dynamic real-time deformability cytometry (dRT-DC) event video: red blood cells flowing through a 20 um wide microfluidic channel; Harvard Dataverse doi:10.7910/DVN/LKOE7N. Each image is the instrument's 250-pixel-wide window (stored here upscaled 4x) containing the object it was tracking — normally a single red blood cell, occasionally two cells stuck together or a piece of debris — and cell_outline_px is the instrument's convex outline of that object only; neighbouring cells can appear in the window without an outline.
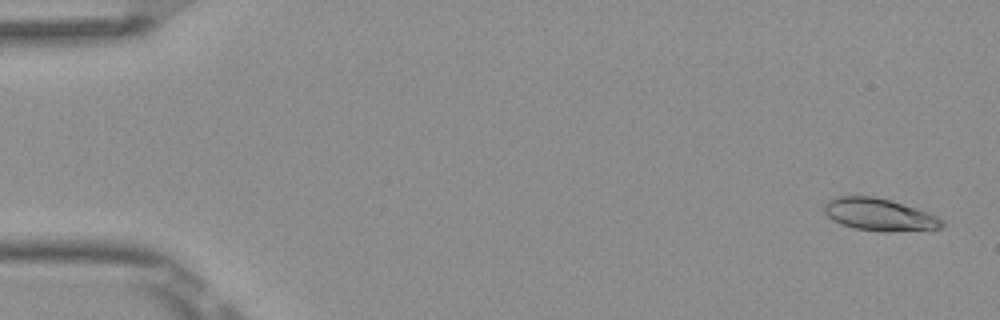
{"species": "Egyptian fruit bat (a non-hibernating species)", "species_latin": "Rousettus aegyptiacus", "temperature_condition": "room temperature", "stored_images_in_passage": 5, "camera_frame_rate_fps": 3000, "um_per_image_px": 0.085, "frame": {"image": 1, "passage_image": 1, "time_ms": 0.0, "image_size_px": [1000, 320], "cell_outline_px": [[944, 228], [932, 232], [884, 232], [856, 228], [840, 224], [832, 220], [824, 212], [824, 204], [828, 200], [836, 196], [872, 196], [888, 200], [916, 208], [936, 216], [944, 220]], "centroid_in_image_um": [74.83, 18.29], "position_along_channel_um": 10.2, "area_um2": 22.72}}
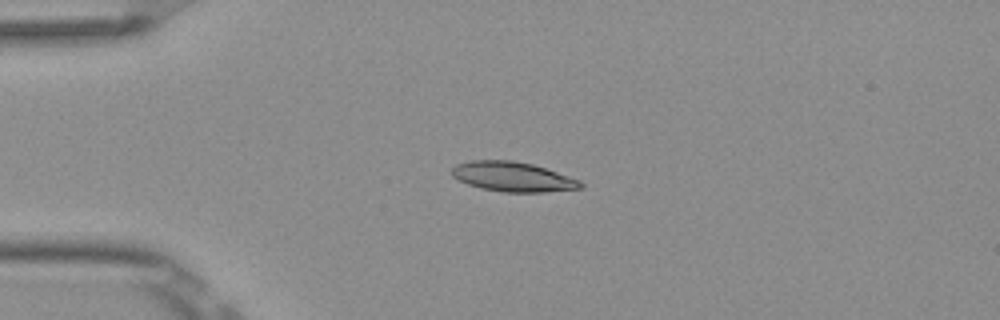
{"frame": {"image": 2, "passage_image": 4, "time_ms": 1.0, "image_size_px": [1000, 320], "cell_outline_px": [[584, 188], [544, 192], [504, 192], [480, 188], [468, 184], [452, 176], [452, 168], [456, 164], [472, 160], [512, 160], [532, 164], [580, 180], [584, 184]], "centroid_in_image_um": [43.59, 15.03], "position_along_channel_um": 41.4, "area_um2": 22.2}}